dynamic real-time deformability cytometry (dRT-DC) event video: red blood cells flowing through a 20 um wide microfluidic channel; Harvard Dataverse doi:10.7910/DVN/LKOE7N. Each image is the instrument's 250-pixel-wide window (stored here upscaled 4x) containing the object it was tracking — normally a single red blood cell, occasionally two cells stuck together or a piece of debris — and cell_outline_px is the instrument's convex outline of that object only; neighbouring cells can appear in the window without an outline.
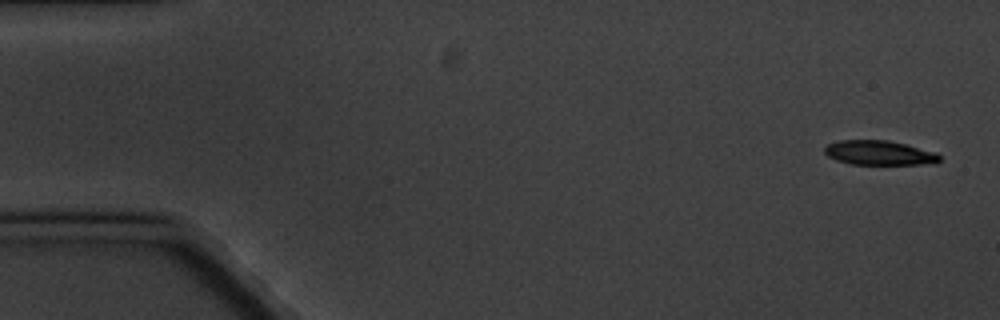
{"species": "common noctule bat (a hibernating species)", "species_latin": "Nyctalus noctula", "temperature_condition": "cold", "stored_images_in_passage": 5, "camera_frame_rate_fps": 3000, "um_per_image_px": 0.085, "animal": {"sex": "male", "body_mass_g": 20.1, "forearm_length_mm": 53.5}, "frame": {"image": 1, "passage_image": 1, "time_ms": 0.0, "image_size_px": [1000, 320], "cell_outline_px": [[940, 160], [936, 164], [852, 164], [836, 160], [828, 156], [824, 152], [824, 148], [828, 144], [840, 140], [888, 140], [936, 152], [940, 156]], "centroid_in_image_um": [74.74, 12.99], "position_along_channel_um": 10.3, "area_um2": 16.36}}
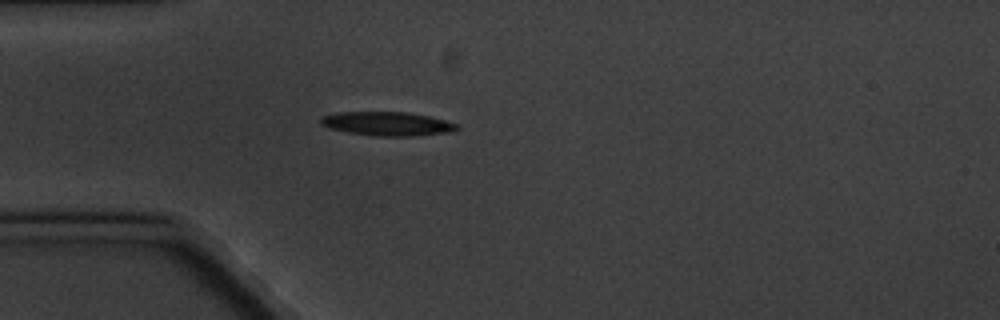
{"frame": {"image": 2, "passage_image": 5, "time_ms": 4.667, "image_size_px": [1000, 320], "cell_outline_px": [[460, 128], [448, 132], [412, 136], [376, 136], [348, 132], [328, 128], [320, 124], [320, 120], [324, 116], [336, 112], [408, 112], [428, 116], [460, 124]], "centroid_in_image_um": [32.92, 10.52], "position_along_channel_um": 52.1, "area_um2": 18.9}}